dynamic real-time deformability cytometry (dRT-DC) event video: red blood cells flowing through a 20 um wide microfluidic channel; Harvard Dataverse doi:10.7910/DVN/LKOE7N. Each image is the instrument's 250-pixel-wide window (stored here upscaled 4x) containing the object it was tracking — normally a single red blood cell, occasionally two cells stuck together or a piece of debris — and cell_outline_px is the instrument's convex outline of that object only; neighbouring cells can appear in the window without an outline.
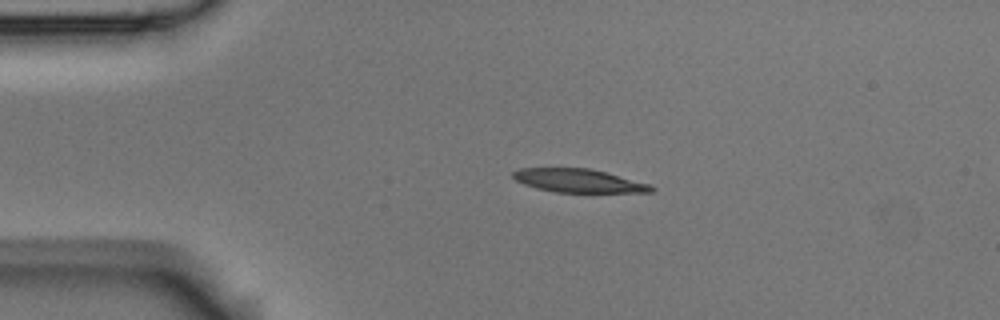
{"species": "Egyptian fruit bat (a non-hibernating species)", "species_latin": "Rousettus aegyptiacus", "temperature_condition": "room temperature", "stored_images_in_passage": 4, "segment_of_instrument_passage": [1, 2], "camera_frame_rate_fps": 3000, "um_per_image_px": 0.085, "animal": {"sex": "male"}, "frame": {"image": 1, "passage_image": 2, "time_ms": 0.333, "image_size_px": [1000, 320], "cell_outline_px": [[656, 188], [652, 192], [556, 192], [536, 188], [524, 184], [516, 180], [512, 176], [512, 172], [520, 168], [588, 168], [652, 184]], "centroid_in_image_um": [49.19, 15.36], "position_along_channel_um": 35.8, "area_um2": 18.79}}